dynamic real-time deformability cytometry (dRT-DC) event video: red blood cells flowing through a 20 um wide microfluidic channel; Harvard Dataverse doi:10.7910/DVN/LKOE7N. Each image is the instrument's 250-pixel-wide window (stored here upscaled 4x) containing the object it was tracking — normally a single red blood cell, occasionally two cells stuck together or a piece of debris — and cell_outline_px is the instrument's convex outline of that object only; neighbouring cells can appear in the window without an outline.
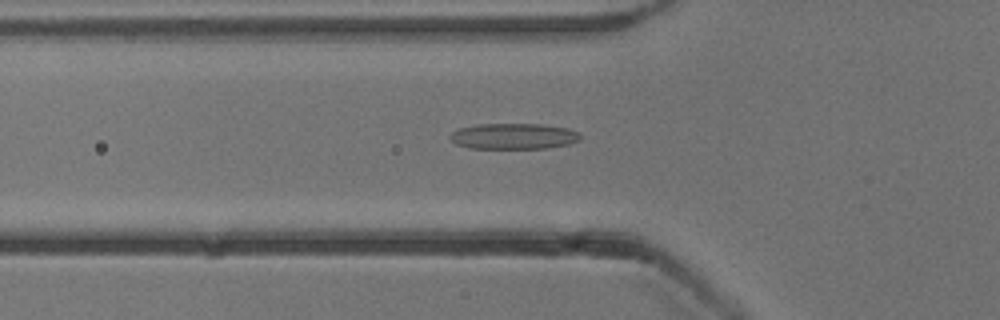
{"species": "common noctule bat (a hibernating species)", "species_latin": "Nyctalus noctula", "temperature_condition": "cold", "stored_images_in_passage": 53, "camera_frame_rate_fps": 3000, "um_per_image_px": 0.085, "animal": {"sex": "male", "body_mass_g": 13.3}, "frame": {"image": 1, "passage_image": 18, "time_ms": 5.667, "image_size_px": [1000, 320], "cell_outline_px": [[580, 140], [568, 144], [548, 148], [468, 148], [456, 144], [448, 136], [452, 132], [460, 128], [476, 124], [544, 124], [568, 128], [580, 132]], "centroid_in_image_um": [43.67, 11.57], "position_along_channel_um": 82.1, "area_um2": 19.71}}
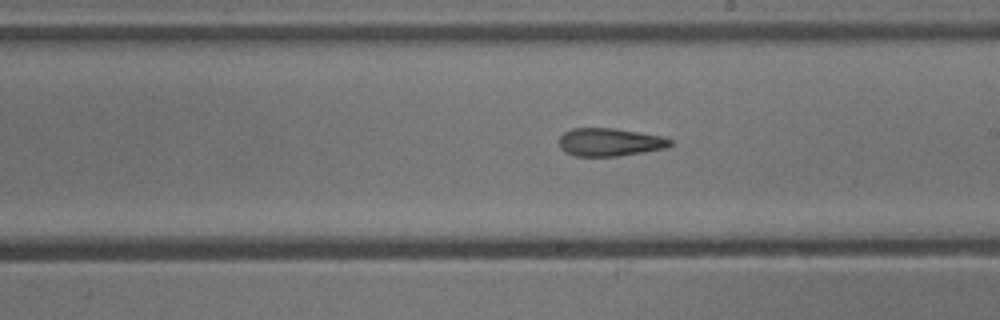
{"frame": {"image": 2, "passage_image": 30, "time_ms": 9.667, "image_size_px": [1000, 320], "cell_outline_px": [[672, 144], [668, 148], [620, 156], [576, 156], [564, 152], [560, 148], [560, 136], [564, 132], [572, 128], [616, 128], [664, 136], [672, 140]], "centroid_in_image_um": [51.86, 12.08], "position_along_channel_um": 237.1, "area_um2": 18.38}}
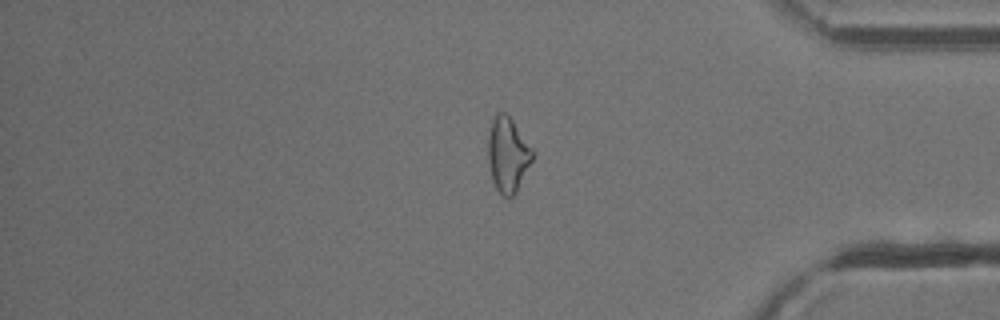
{"frame": {"image": 3, "passage_image": 44, "time_ms": 14.333, "image_size_px": [1000, 320], "cell_outline_px": [[536, 152], [516, 192], [508, 200], [496, 188], [492, 180], [488, 164], [488, 136], [492, 116], [496, 112], [504, 112], [512, 120]], "centroid_in_image_um": [43.15, 13.13], "position_along_channel_um": 392.0, "area_um2": 19.59}, "authors_computed_cell_mechanics": {"area_um2": 19.7098, "velocity_mm_per_s": 3.8428, "shape_relaxation_time_tau1_ms": null, "shape_relaxation_time_tau2_ms": 3.5906, "deformation_change_tau1": null, "deformation_change_tau2": 0.1455}}